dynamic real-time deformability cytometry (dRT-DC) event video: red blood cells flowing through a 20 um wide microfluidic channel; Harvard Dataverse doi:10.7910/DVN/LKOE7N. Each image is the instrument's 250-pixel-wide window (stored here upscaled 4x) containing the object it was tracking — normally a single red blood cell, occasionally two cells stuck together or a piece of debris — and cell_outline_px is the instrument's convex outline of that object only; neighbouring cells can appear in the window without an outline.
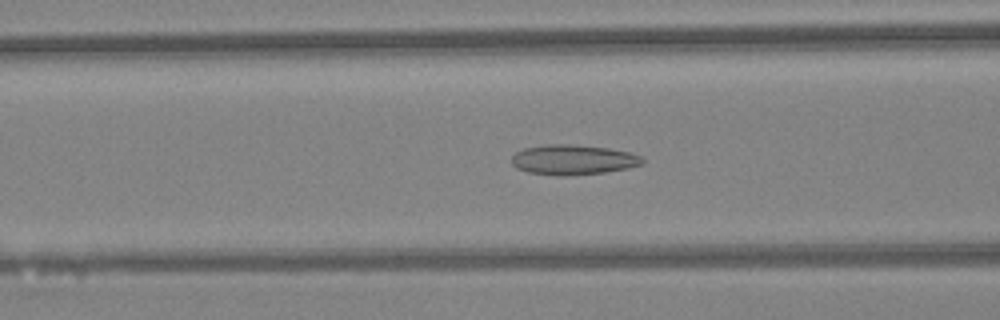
{"species": "Egyptian fruit bat (a non-hibernating species)", "species_latin": "Rousettus aegyptiacus", "temperature_condition": "warm", "stored_images_in_passage": 44, "camera_frame_rate_fps": 3000, "um_per_image_px": 0.085, "animal": {"sex": "female"}, "frame": {"image": 1, "passage_image": 16, "time_ms": 5.0, "image_size_px": [1000, 320], "cell_outline_px": [[644, 164], [628, 168], [604, 172], [568, 176], [560, 176], [528, 172], [516, 168], [512, 164], [512, 156], [516, 152], [524, 148], [548, 144], [568, 144], [608, 148], [628, 152], [640, 156], [644, 160]], "centroid_in_image_um": [48.7, 13.58], "position_along_channel_um": 117.9, "area_um2": 22.83}}
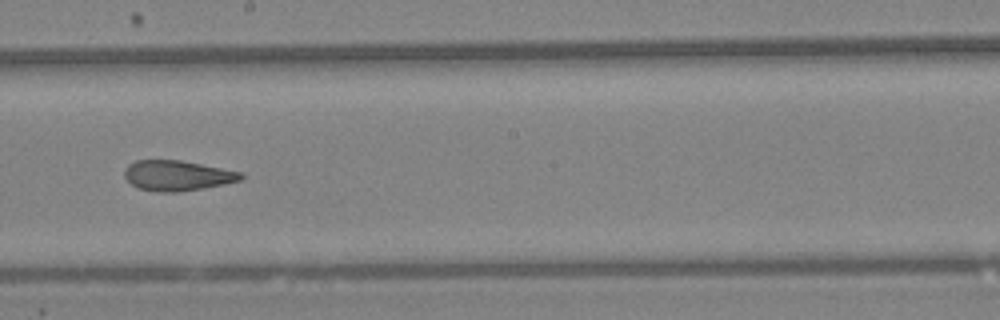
{"frame": {"image": 2, "passage_image": 24, "time_ms": 7.667, "image_size_px": [1000, 320], "cell_outline_px": [[244, 176], [240, 180], [224, 184], [204, 188], [176, 192], [156, 192], [140, 188], [132, 184], [124, 176], [124, 168], [128, 164], [136, 160], [180, 160], [244, 172]], "centroid_in_image_um": [15.07, 14.92], "position_along_channel_um": 233.1, "area_um2": 20.58}}
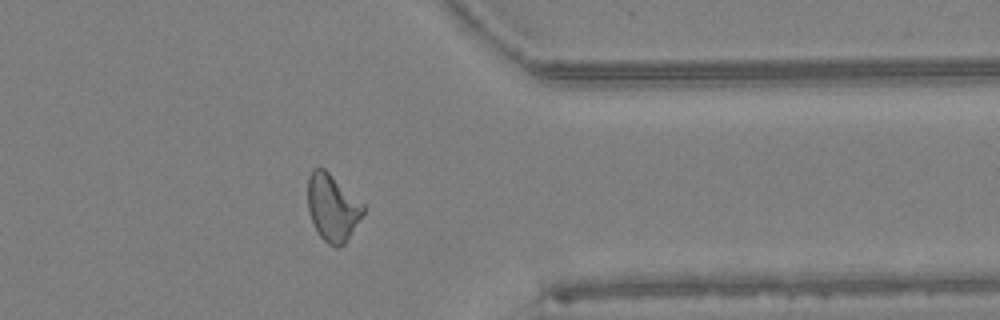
{"frame": {"image": 3, "passage_image": 35, "time_ms": 11.333, "image_size_px": [1000, 320], "cell_outline_px": [[364, 212], [344, 244], [336, 248], [328, 244], [320, 236], [312, 220], [308, 208], [308, 176], [312, 168], [324, 168], [364, 204]], "centroid_in_image_um": [28.25, 17.63], "position_along_channel_um": 383.1, "area_um2": 21.33}, "authors_computed_cell_mechanics": {"area_um2": 22.1085, "velocity_mm_per_s": 4.3497, "shape_relaxation_time_tau1_ms": null, "shape_relaxation_time_tau2_ms": 2.1127, "deformation_change_tau1": null, "deformation_change_tau2": 0.1135}}